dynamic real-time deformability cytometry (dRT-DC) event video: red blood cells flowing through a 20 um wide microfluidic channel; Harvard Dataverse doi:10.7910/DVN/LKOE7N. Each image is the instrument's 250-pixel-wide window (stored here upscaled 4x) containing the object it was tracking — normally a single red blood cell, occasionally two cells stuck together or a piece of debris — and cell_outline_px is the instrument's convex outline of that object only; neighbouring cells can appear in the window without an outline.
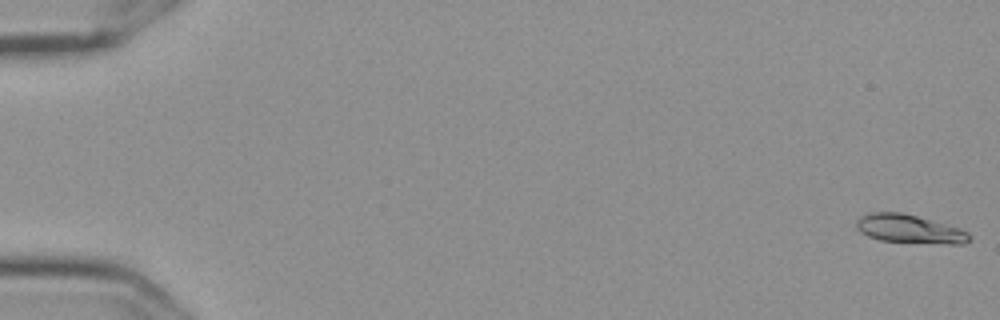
{"species": "Egyptian fruit bat (a non-hibernating species)", "species_latin": "Rousettus aegyptiacus", "temperature_condition": "cold", "stored_images_in_passage": 57, "camera_frame_rate_fps": 3000, "um_per_image_px": 0.085, "frame": {"image": 1, "passage_image": 1, "time_ms": 0.0, "image_size_px": [1000, 320], "cell_outline_px": [[972, 236], [964, 244], [948, 244], [880, 240], [868, 236], [860, 232], [856, 228], [856, 220], [860, 216], [872, 212], [900, 212], [916, 216], [960, 228], [968, 232]], "centroid_in_image_um": [77.29, 19.46], "position_along_channel_um": 7.7, "area_um2": 18.67}}
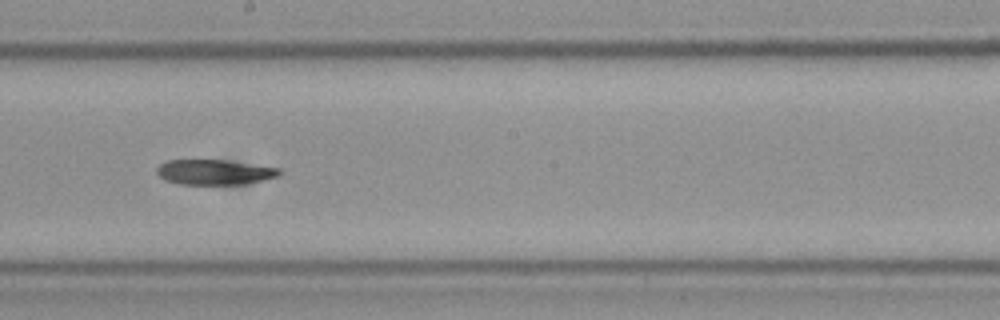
{"frame": {"image": 2, "passage_image": 33, "time_ms": 10.667, "image_size_px": [1000, 320], "cell_outline_px": [[280, 176], [264, 180], [244, 184], [180, 184], [164, 180], [156, 172], [156, 168], [160, 164], [168, 160], [224, 160], [280, 168]], "centroid_in_image_um": [18.22, 14.63], "position_along_channel_um": 230.0, "area_um2": 17.92}}
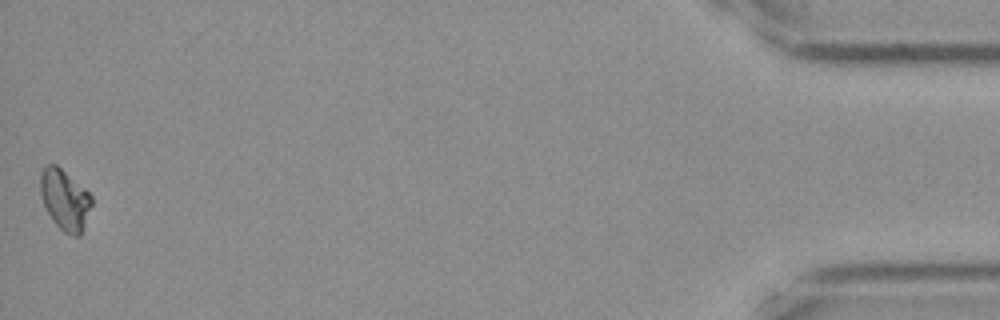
{"frame": {"image": 3, "passage_image": 57, "time_ms": 18.667, "image_size_px": [1000, 320], "cell_outline_px": [[92, 204], [80, 236], [72, 236], [64, 232], [56, 224], [48, 212], [44, 204], [40, 192], [40, 176], [44, 168], [48, 164], [56, 164], [84, 188], [92, 196]], "centroid_in_image_um": [5.52, 16.98], "position_along_channel_um": 429.7, "area_um2": 17.8}, "authors_computed_cell_mechanics": {"area_um2": 18.5538, "velocity_mm_per_s": 3.5904, "shape_relaxation_time_tau1_ms": 5.6488, "shape_relaxation_time_tau2_ms": null, "deformation_change_tau1": 0.1178, "deformation_change_tau2": null}}